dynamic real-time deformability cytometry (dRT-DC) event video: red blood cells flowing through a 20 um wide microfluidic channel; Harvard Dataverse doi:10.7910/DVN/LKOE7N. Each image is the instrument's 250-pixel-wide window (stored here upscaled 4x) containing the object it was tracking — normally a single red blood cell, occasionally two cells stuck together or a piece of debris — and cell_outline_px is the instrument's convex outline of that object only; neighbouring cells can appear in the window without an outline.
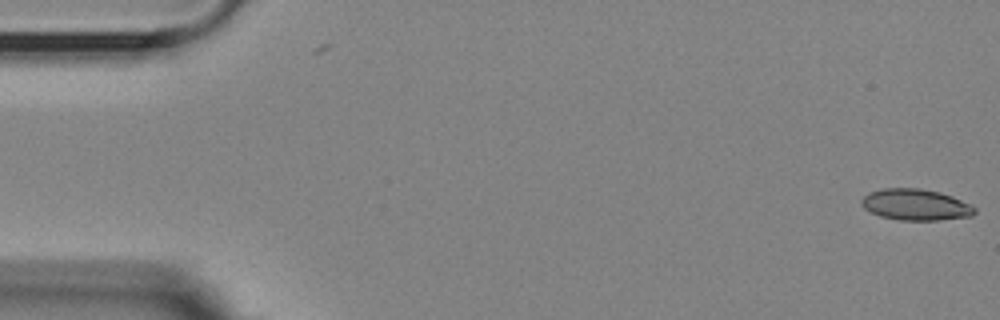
{"species": "Egyptian fruit bat (a non-hibernating species)", "species_latin": "Rousettus aegyptiacus", "temperature_condition": "room temperature", "stored_images_in_passage": 2, "camera_frame_rate_fps": 3000, "um_per_image_px": 0.085, "animal": {"sex": "female"}, "frame": {"image": 1, "passage_image": 2, "time_ms": 0.333, "image_size_px": [1000, 320], "cell_outline_px": [[976, 212], [972, 216], [940, 220], [900, 220], [880, 216], [864, 208], [860, 204], [860, 200], [868, 192], [884, 188], [920, 188], [940, 192], [952, 196], [972, 204], [976, 208]], "centroid_in_image_um": [77.84, 17.39], "position_along_channel_um": 7.2, "area_um2": 20.81}}